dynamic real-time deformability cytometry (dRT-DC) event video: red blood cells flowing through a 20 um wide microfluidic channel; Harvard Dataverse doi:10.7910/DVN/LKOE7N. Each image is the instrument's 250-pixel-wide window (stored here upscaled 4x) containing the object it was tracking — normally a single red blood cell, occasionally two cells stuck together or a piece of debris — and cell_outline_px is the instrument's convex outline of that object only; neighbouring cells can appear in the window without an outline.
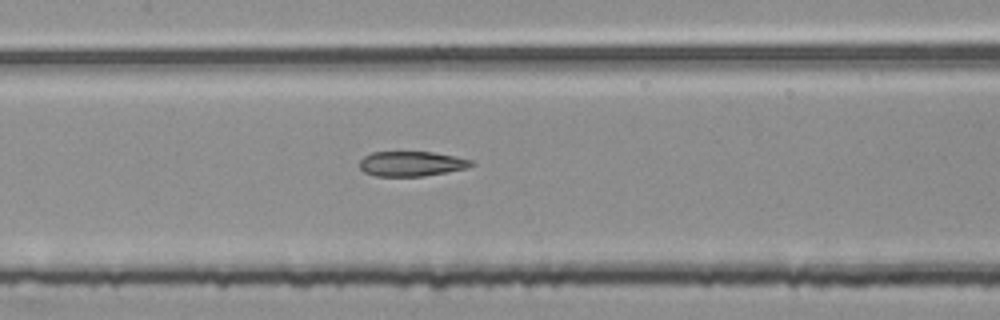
{"species": "common noctule bat (a hibernating species)", "species_latin": "Nyctalus noctula", "temperature_condition": "room temperature", "stored_images_in_passage": 45, "segment_of_instrument_passage": [2, 2], "camera_frame_rate_fps": 3000, "um_per_image_px": 0.085, "animal": {"sex": "female", "body_mass_g": 25.1}, "frame": {"image": 1, "passage_image": 16, "time_ms": 5.0, "image_size_px": [1000, 320], "cell_outline_px": [[476, 164], [468, 168], [448, 172], [424, 176], [376, 176], [364, 172], [360, 168], [360, 160], [364, 156], [372, 152], [432, 152], [456, 156], [472, 160]], "centroid_in_image_um": [35.01, 13.92], "position_along_channel_um": 172.4, "area_um2": 16.36}}
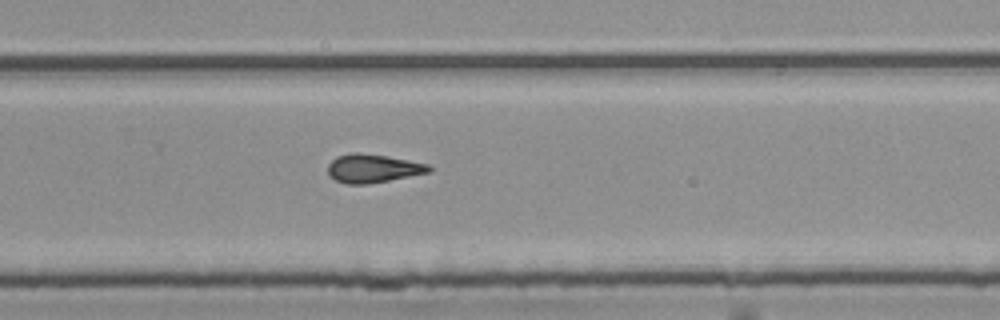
{"frame": {"image": 2, "passage_image": 26, "time_ms": 8.333, "image_size_px": [1000, 320], "cell_outline_px": [[432, 172], [368, 184], [348, 184], [336, 180], [328, 172], [328, 164], [336, 156], [352, 152], [360, 152], [388, 156], [428, 164], [432, 168]], "centroid_in_image_um": [31.71, 14.3], "position_along_channel_um": 298.1, "area_um2": 16.82}}
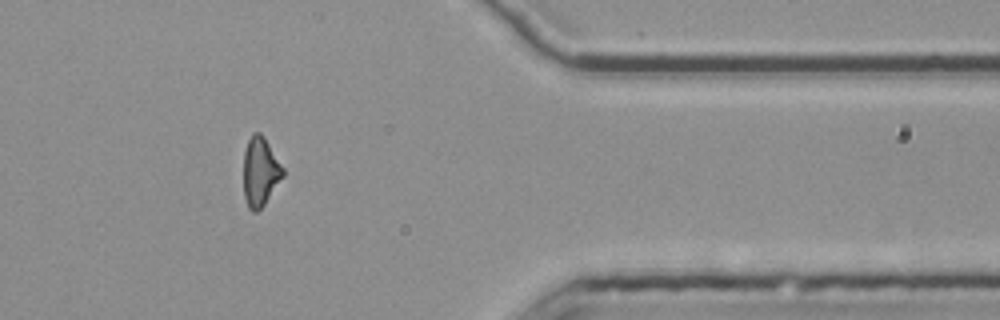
{"frame": {"image": 3, "passage_image": 35, "time_ms": 11.333, "image_size_px": [1000, 320], "cell_outline_px": [[284, 176], [264, 204], [256, 212], [252, 212], [248, 208], [244, 196], [244, 152], [248, 140], [252, 132], [260, 132], [264, 136], [284, 168]], "centroid_in_image_um": [22.12, 14.58], "position_along_channel_um": 389.3, "area_um2": 15.9}}